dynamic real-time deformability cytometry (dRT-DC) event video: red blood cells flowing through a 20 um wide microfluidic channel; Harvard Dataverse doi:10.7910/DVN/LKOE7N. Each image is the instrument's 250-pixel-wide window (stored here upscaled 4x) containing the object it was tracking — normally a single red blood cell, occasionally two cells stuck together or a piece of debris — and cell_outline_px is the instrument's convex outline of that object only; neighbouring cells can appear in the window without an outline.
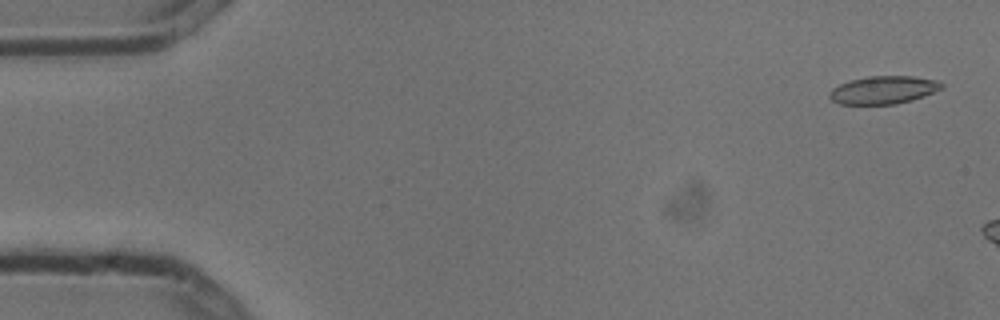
{"species": "common noctule bat (a hibernating species)", "species_latin": "Nyctalus noctula", "temperature_condition": "cold", "stored_images_in_passage": 5, "camera_frame_rate_fps": 3000, "um_per_image_px": 0.085, "animal": {"sex": "male", "body_mass_g": 13.3}, "frame": {"image": 1, "passage_image": 1, "time_ms": 0.0, "image_size_px": [1000, 320], "cell_outline_px": [[944, 88], [924, 96], [912, 100], [896, 104], [840, 104], [832, 100], [828, 96], [828, 92], [832, 88], [840, 84], [852, 80], [868, 76], [912, 76], [940, 80], [944, 84]], "centroid_in_image_um": [75.13, 7.64], "position_along_channel_um": 9.9, "area_um2": 18.38}}